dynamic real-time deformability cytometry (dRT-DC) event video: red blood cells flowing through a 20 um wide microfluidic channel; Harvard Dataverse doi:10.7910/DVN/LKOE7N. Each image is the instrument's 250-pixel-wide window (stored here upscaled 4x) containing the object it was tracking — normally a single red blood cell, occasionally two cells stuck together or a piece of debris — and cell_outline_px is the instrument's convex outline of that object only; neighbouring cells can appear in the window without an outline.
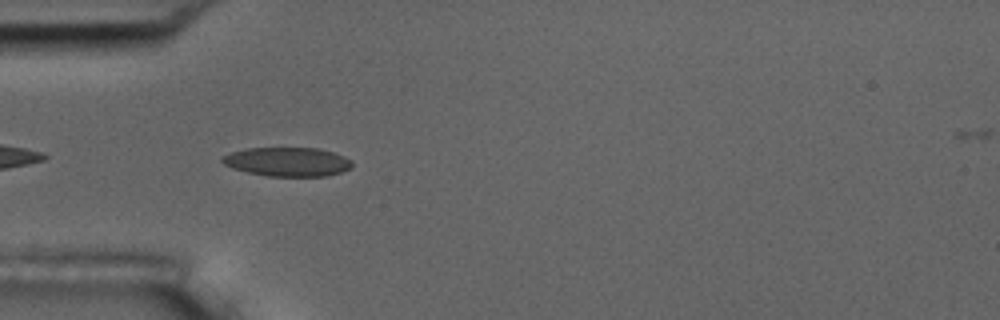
{"species": "common noctule bat (a hibernating species)", "species_latin": "Nyctalus noctula", "temperature_condition": "room temperature", "stored_images_in_passage": 6, "camera_frame_rate_fps": 3000, "um_per_image_px": 0.085, "animal": {"sex": "male", "body_mass_g": 17.5, "forearm_length_mm": 52.3}, "frame": {"image": 1, "passage_image": 5, "time_ms": 4.667, "image_size_px": [1000, 320], "cell_outline_px": [[352, 168], [340, 172], [324, 176], [268, 176], [248, 172], [232, 168], [224, 164], [220, 160], [220, 156], [232, 152], [248, 148], [316, 148], [332, 152], [344, 156], [352, 160]], "centroid_in_image_um": [24.42, 13.75], "position_along_channel_um": 60.6, "area_um2": 21.91}}